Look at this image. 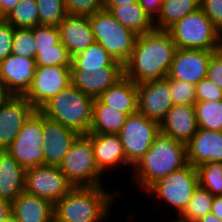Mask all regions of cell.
Returning a JSON list of instances; mask_svg holds the SVG:
<instances>
[{"instance_id": "cell-28", "label": "cell", "mask_w": 222, "mask_h": 222, "mask_svg": "<svg viewBox=\"0 0 222 222\" xmlns=\"http://www.w3.org/2000/svg\"><path fill=\"white\" fill-rule=\"evenodd\" d=\"M103 67H123L98 42L89 45L82 53L72 58L70 70H100Z\"/></svg>"}, {"instance_id": "cell-13", "label": "cell", "mask_w": 222, "mask_h": 222, "mask_svg": "<svg viewBox=\"0 0 222 222\" xmlns=\"http://www.w3.org/2000/svg\"><path fill=\"white\" fill-rule=\"evenodd\" d=\"M173 106L169 76L137 84V112L161 122Z\"/></svg>"}, {"instance_id": "cell-5", "label": "cell", "mask_w": 222, "mask_h": 222, "mask_svg": "<svg viewBox=\"0 0 222 222\" xmlns=\"http://www.w3.org/2000/svg\"><path fill=\"white\" fill-rule=\"evenodd\" d=\"M59 168L73 187L104 185L101 182L104 181V174L98 169L94 158L91 133L80 134L75 139Z\"/></svg>"}, {"instance_id": "cell-12", "label": "cell", "mask_w": 222, "mask_h": 222, "mask_svg": "<svg viewBox=\"0 0 222 222\" xmlns=\"http://www.w3.org/2000/svg\"><path fill=\"white\" fill-rule=\"evenodd\" d=\"M70 84V66H36L32 84L24 98L35 109H40Z\"/></svg>"}, {"instance_id": "cell-26", "label": "cell", "mask_w": 222, "mask_h": 222, "mask_svg": "<svg viewBox=\"0 0 222 222\" xmlns=\"http://www.w3.org/2000/svg\"><path fill=\"white\" fill-rule=\"evenodd\" d=\"M128 115L94 99L89 133L119 134Z\"/></svg>"}, {"instance_id": "cell-6", "label": "cell", "mask_w": 222, "mask_h": 222, "mask_svg": "<svg viewBox=\"0 0 222 222\" xmlns=\"http://www.w3.org/2000/svg\"><path fill=\"white\" fill-rule=\"evenodd\" d=\"M168 31L178 49H221V33L200 8L185 15Z\"/></svg>"}, {"instance_id": "cell-48", "label": "cell", "mask_w": 222, "mask_h": 222, "mask_svg": "<svg viewBox=\"0 0 222 222\" xmlns=\"http://www.w3.org/2000/svg\"><path fill=\"white\" fill-rule=\"evenodd\" d=\"M211 213L222 219V195L214 196L212 202Z\"/></svg>"}, {"instance_id": "cell-29", "label": "cell", "mask_w": 222, "mask_h": 222, "mask_svg": "<svg viewBox=\"0 0 222 222\" xmlns=\"http://www.w3.org/2000/svg\"><path fill=\"white\" fill-rule=\"evenodd\" d=\"M200 8V0H163L154 28L168 31L185 15Z\"/></svg>"}, {"instance_id": "cell-22", "label": "cell", "mask_w": 222, "mask_h": 222, "mask_svg": "<svg viewBox=\"0 0 222 222\" xmlns=\"http://www.w3.org/2000/svg\"><path fill=\"white\" fill-rule=\"evenodd\" d=\"M91 144L98 169L104 174L109 169L125 166L126 156L119 134L91 133ZM123 164V165H122Z\"/></svg>"}, {"instance_id": "cell-16", "label": "cell", "mask_w": 222, "mask_h": 222, "mask_svg": "<svg viewBox=\"0 0 222 222\" xmlns=\"http://www.w3.org/2000/svg\"><path fill=\"white\" fill-rule=\"evenodd\" d=\"M36 71L35 58L8 55L0 61V81L15 96H24L29 90Z\"/></svg>"}, {"instance_id": "cell-42", "label": "cell", "mask_w": 222, "mask_h": 222, "mask_svg": "<svg viewBox=\"0 0 222 222\" xmlns=\"http://www.w3.org/2000/svg\"><path fill=\"white\" fill-rule=\"evenodd\" d=\"M14 29L5 19L0 20V61L12 53Z\"/></svg>"}, {"instance_id": "cell-43", "label": "cell", "mask_w": 222, "mask_h": 222, "mask_svg": "<svg viewBox=\"0 0 222 222\" xmlns=\"http://www.w3.org/2000/svg\"><path fill=\"white\" fill-rule=\"evenodd\" d=\"M206 77L222 89V48L211 55Z\"/></svg>"}, {"instance_id": "cell-14", "label": "cell", "mask_w": 222, "mask_h": 222, "mask_svg": "<svg viewBox=\"0 0 222 222\" xmlns=\"http://www.w3.org/2000/svg\"><path fill=\"white\" fill-rule=\"evenodd\" d=\"M215 51L178 49L175 52L168 76L196 85L207 75L211 55Z\"/></svg>"}, {"instance_id": "cell-4", "label": "cell", "mask_w": 222, "mask_h": 222, "mask_svg": "<svg viewBox=\"0 0 222 222\" xmlns=\"http://www.w3.org/2000/svg\"><path fill=\"white\" fill-rule=\"evenodd\" d=\"M94 99L70 84L39 110L50 120L79 134H88L92 121Z\"/></svg>"}, {"instance_id": "cell-17", "label": "cell", "mask_w": 222, "mask_h": 222, "mask_svg": "<svg viewBox=\"0 0 222 222\" xmlns=\"http://www.w3.org/2000/svg\"><path fill=\"white\" fill-rule=\"evenodd\" d=\"M34 110L24 96H14L0 108V150L11 145Z\"/></svg>"}, {"instance_id": "cell-31", "label": "cell", "mask_w": 222, "mask_h": 222, "mask_svg": "<svg viewBox=\"0 0 222 222\" xmlns=\"http://www.w3.org/2000/svg\"><path fill=\"white\" fill-rule=\"evenodd\" d=\"M198 128L222 131V100L194 104Z\"/></svg>"}, {"instance_id": "cell-25", "label": "cell", "mask_w": 222, "mask_h": 222, "mask_svg": "<svg viewBox=\"0 0 222 222\" xmlns=\"http://www.w3.org/2000/svg\"><path fill=\"white\" fill-rule=\"evenodd\" d=\"M99 99L107 106L131 115L137 112V84L123 76L104 91Z\"/></svg>"}, {"instance_id": "cell-21", "label": "cell", "mask_w": 222, "mask_h": 222, "mask_svg": "<svg viewBox=\"0 0 222 222\" xmlns=\"http://www.w3.org/2000/svg\"><path fill=\"white\" fill-rule=\"evenodd\" d=\"M61 43L71 58L82 53L95 42L88 16L67 15L59 24Z\"/></svg>"}, {"instance_id": "cell-44", "label": "cell", "mask_w": 222, "mask_h": 222, "mask_svg": "<svg viewBox=\"0 0 222 222\" xmlns=\"http://www.w3.org/2000/svg\"><path fill=\"white\" fill-rule=\"evenodd\" d=\"M140 6L152 21H155L160 13L163 0H138Z\"/></svg>"}, {"instance_id": "cell-41", "label": "cell", "mask_w": 222, "mask_h": 222, "mask_svg": "<svg viewBox=\"0 0 222 222\" xmlns=\"http://www.w3.org/2000/svg\"><path fill=\"white\" fill-rule=\"evenodd\" d=\"M200 9L222 33V0H200Z\"/></svg>"}, {"instance_id": "cell-50", "label": "cell", "mask_w": 222, "mask_h": 222, "mask_svg": "<svg viewBox=\"0 0 222 222\" xmlns=\"http://www.w3.org/2000/svg\"><path fill=\"white\" fill-rule=\"evenodd\" d=\"M197 222H222V219L218 218L215 214L208 213Z\"/></svg>"}, {"instance_id": "cell-3", "label": "cell", "mask_w": 222, "mask_h": 222, "mask_svg": "<svg viewBox=\"0 0 222 222\" xmlns=\"http://www.w3.org/2000/svg\"><path fill=\"white\" fill-rule=\"evenodd\" d=\"M104 185L73 187L54 205V216L62 222H103L110 216L118 192ZM118 196V197H117Z\"/></svg>"}, {"instance_id": "cell-10", "label": "cell", "mask_w": 222, "mask_h": 222, "mask_svg": "<svg viewBox=\"0 0 222 222\" xmlns=\"http://www.w3.org/2000/svg\"><path fill=\"white\" fill-rule=\"evenodd\" d=\"M159 133V122L148 119L139 112L128 115L125 124L119 132L128 167L132 169L150 149L155 137Z\"/></svg>"}, {"instance_id": "cell-23", "label": "cell", "mask_w": 222, "mask_h": 222, "mask_svg": "<svg viewBox=\"0 0 222 222\" xmlns=\"http://www.w3.org/2000/svg\"><path fill=\"white\" fill-rule=\"evenodd\" d=\"M12 222H50L54 205L43 198L23 191L12 203Z\"/></svg>"}, {"instance_id": "cell-49", "label": "cell", "mask_w": 222, "mask_h": 222, "mask_svg": "<svg viewBox=\"0 0 222 222\" xmlns=\"http://www.w3.org/2000/svg\"><path fill=\"white\" fill-rule=\"evenodd\" d=\"M138 0H104V7H116L123 4H131Z\"/></svg>"}, {"instance_id": "cell-9", "label": "cell", "mask_w": 222, "mask_h": 222, "mask_svg": "<svg viewBox=\"0 0 222 222\" xmlns=\"http://www.w3.org/2000/svg\"><path fill=\"white\" fill-rule=\"evenodd\" d=\"M43 113L35 109L6 151L25 169L43 165Z\"/></svg>"}, {"instance_id": "cell-47", "label": "cell", "mask_w": 222, "mask_h": 222, "mask_svg": "<svg viewBox=\"0 0 222 222\" xmlns=\"http://www.w3.org/2000/svg\"><path fill=\"white\" fill-rule=\"evenodd\" d=\"M15 95L0 81V108L3 107Z\"/></svg>"}, {"instance_id": "cell-19", "label": "cell", "mask_w": 222, "mask_h": 222, "mask_svg": "<svg viewBox=\"0 0 222 222\" xmlns=\"http://www.w3.org/2000/svg\"><path fill=\"white\" fill-rule=\"evenodd\" d=\"M124 76L123 67H103L100 70H71V84L83 94L98 99L110 86Z\"/></svg>"}, {"instance_id": "cell-39", "label": "cell", "mask_w": 222, "mask_h": 222, "mask_svg": "<svg viewBox=\"0 0 222 222\" xmlns=\"http://www.w3.org/2000/svg\"><path fill=\"white\" fill-rule=\"evenodd\" d=\"M67 15L90 16L104 9V0H64Z\"/></svg>"}, {"instance_id": "cell-35", "label": "cell", "mask_w": 222, "mask_h": 222, "mask_svg": "<svg viewBox=\"0 0 222 222\" xmlns=\"http://www.w3.org/2000/svg\"><path fill=\"white\" fill-rule=\"evenodd\" d=\"M12 54L35 58L36 41L32 28H15L12 40Z\"/></svg>"}, {"instance_id": "cell-40", "label": "cell", "mask_w": 222, "mask_h": 222, "mask_svg": "<svg viewBox=\"0 0 222 222\" xmlns=\"http://www.w3.org/2000/svg\"><path fill=\"white\" fill-rule=\"evenodd\" d=\"M196 102L222 100V89L207 77L195 85Z\"/></svg>"}, {"instance_id": "cell-15", "label": "cell", "mask_w": 222, "mask_h": 222, "mask_svg": "<svg viewBox=\"0 0 222 222\" xmlns=\"http://www.w3.org/2000/svg\"><path fill=\"white\" fill-rule=\"evenodd\" d=\"M80 134L43 114V164L59 166L71 145Z\"/></svg>"}, {"instance_id": "cell-36", "label": "cell", "mask_w": 222, "mask_h": 222, "mask_svg": "<svg viewBox=\"0 0 222 222\" xmlns=\"http://www.w3.org/2000/svg\"><path fill=\"white\" fill-rule=\"evenodd\" d=\"M36 66H71L72 58L67 48L60 42L57 49L39 50L35 56Z\"/></svg>"}, {"instance_id": "cell-27", "label": "cell", "mask_w": 222, "mask_h": 222, "mask_svg": "<svg viewBox=\"0 0 222 222\" xmlns=\"http://www.w3.org/2000/svg\"><path fill=\"white\" fill-rule=\"evenodd\" d=\"M123 26L128 27L138 35L152 31L153 21L145 13L139 2L123 4L116 7H104Z\"/></svg>"}, {"instance_id": "cell-38", "label": "cell", "mask_w": 222, "mask_h": 222, "mask_svg": "<svg viewBox=\"0 0 222 222\" xmlns=\"http://www.w3.org/2000/svg\"><path fill=\"white\" fill-rule=\"evenodd\" d=\"M169 88L173 105H194L196 103L195 85L169 77Z\"/></svg>"}, {"instance_id": "cell-1", "label": "cell", "mask_w": 222, "mask_h": 222, "mask_svg": "<svg viewBox=\"0 0 222 222\" xmlns=\"http://www.w3.org/2000/svg\"><path fill=\"white\" fill-rule=\"evenodd\" d=\"M177 47L169 31L153 29L138 35L129 59L123 64L124 76L139 84L165 78Z\"/></svg>"}, {"instance_id": "cell-46", "label": "cell", "mask_w": 222, "mask_h": 222, "mask_svg": "<svg viewBox=\"0 0 222 222\" xmlns=\"http://www.w3.org/2000/svg\"><path fill=\"white\" fill-rule=\"evenodd\" d=\"M21 0H0V17L5 19Z\"/></svg>"}, {"instance_id": "cell-33", "label": "cell", "mask_w": 222, "mask_h": 222, "mask_svg": "<svg viewBox=\"0 0 222 222\" xmlns=\"http://www.w3.org/2000/svg\"><path fill=\"white\" fill-rule=\"evenodd\" d=\"M197 168L199 186L213 196L222 195V163L209 162Z\"/></svg>"}, {"instance_id": "cell-24", "label": "cell", "mask_w": 222, "mask_h": 222, "mask_svg": "<svg viewBox=\"0 0 222 222\" xmlns=\"http://www.w3.org/2000/svg\"><path fill=\"white\" fill-rule=\"evenodd\" d=\"M26 169L6 150H0V198L13 202L25 187Z\"/></svg>"}, {"instance_id": "cell-30", "label": "cell", "mask_w": 222, "mask_h": 222, "mask_svg": "<svg viewBox=\"0 0 222 222\" xmlns=\"http://www.w3.org/2000/svg\"><path fill=\"white\" fill-rule=\"evenodd\" d=\"M213 198L214 196L208 190L198 186L185 209L174 220L176 222H197L206 214L211 213Z\"/></svg>"}, {"instance_id": "cell-18", "label": "cell", "mask_w": 222, "mask_h": 222, "mask_svg": "<svg viewBox=\"0 0 222 222\" xmlns=\"http://www.w3.org/2000/svg\"><path fill=\"white\" fill-rule=\"evenodd\" d=\"M187 162L193 167L204 163H222V131L198 128L186 144Z\"/></svg>"}, {"instance_id": "cell-34", "label": "cell", "mask_w": 222, "mask_h": 222, "mask_svg": "<svg viewBox=\"0 0 222 222\" xmlns=\"http://www.w3.org/2000/svg\"><path fill=\"white\" fill-rule=\"evenodd\" d=\"M39 11V25L58 24L67 16L64 0H36Z\"/></svg>"}, {"instance_id": "cell-20", "label": "cell", "mask_w": 222, "mask_h": 222, "mask_svg": "<svg viewBox=\"0 0 222 222\" xmlns=\"http://www.w3.org/2000/svg\"><path fill=\"white\" fill-rule=\"evenodd\" d=\"M198 129L194 105H173L160 122V132L187 144Z\"/></svg>"}, {"instance_id": "cell-11", "label": "cell", "mask_w": 222, "mask_h": 222, "mask_svg": "<svg viewBox=\"0 0 222 222\" xmlns=\"http://www.w3.org/2000/svg\"><path fill=\"white\" fill-rule=\"evenodd\" d=\"M72 188L59 166L43 164L26 169L24 191L46 199L53 205Z\"/></svg>"}, {"instance_id": "cell-7", "label": "cell", "mask_w": 222, "mask_h": 222, "mask_svg": "<svg viewBox=\"0 0 222 222\" xmlns=\"http://www.w3.org/2000/svg\"><path fill=\"white\" fill-rule=\"evenodd\" d=\"M95 41L115 60L124 64L130 57L138 34L120 24L107 10L88 16Z\"/></svg>"}, {"instance_id": "cell-51", "label": "cell", "mask_w": 222, "mask_h": 222, "mask_svg": "<svg viewBox=\"0 0 222 222\" xmlns=\"http://www.w3.org/2000/svg\"><path fill=\"white\" fill-rule=\"evenodd\" d=\"M50 222H62V221L58 220L55 216H53Z\"/></svg>"}, {"instance_id": "cell-8", "label": "cell", "mask_w": 222, "mask_h": 222, "mask_svg": "<svg viewBox=\"0 0 222 222\" xmlns=\"http://www.w3.org/2000/svg\"><path fill=\"white\" fill-rule=\"evenodd\" d=\"M199 186L197 168L190 164L173 171L155 182L147 191L157 199H161L170 208L176 210L178 216L187 206L194 190Z\"/></svg>"}, {"instance_id": "cell-2", "label": "cell", "mask_w": 222, "mask_h": 222, "mask_svg": "<svg viewBox=\"0 0 222 222\" xmlns=\"http://www.w3.org/2000/svg\"><path fill=\"white\" fill-rule=\"evenodd\" d=\"M187 164L186 145L160 132L150 149L132 167V176L137 187L146 193L159 179Z\"/></svg>"}, {"instance_id": "cell-37", "label": "cell", "mask_w": 222, "mask_h": 222, "mask_svg": "<svg viewBox=\"0 0 222 222\" xmlns=\"http://www.w3.org/2000/svg\"><path fill=\"white\" fill-rule=\"evenodd\" d=\"M32 31L36 41V55L39 50L57 49V44L61 42L58 26L37 25Z\"/></svg>"}, {"instance_id": "cell-32", "label": "cell", "mask_w": 222, "mask_h": 222, "mask_svg": "<svg viewBox=\"0 0 222 222\" xmlns=\"http://www.w3.org/2000/svg\"><path fill=\"white\" fill-rule=\"evenodd\" d=\"M5 20L14 28H33L39 25L36 0H21Z\"/></svg>"}, {"instance_id": "cell-45", "label": "cell", "mask_w": 222, "mask_h": 222, "mask_svg": "<svg viewBox=\"0 0 222 222\" xmlns=\"http://www.w3.org/2000/svg\"><path fill=\"white\" fill-rule=\"evenodd\" d=\"M0 222H12L11 202L0 198Z\"/></svg>"}]
</instances>
